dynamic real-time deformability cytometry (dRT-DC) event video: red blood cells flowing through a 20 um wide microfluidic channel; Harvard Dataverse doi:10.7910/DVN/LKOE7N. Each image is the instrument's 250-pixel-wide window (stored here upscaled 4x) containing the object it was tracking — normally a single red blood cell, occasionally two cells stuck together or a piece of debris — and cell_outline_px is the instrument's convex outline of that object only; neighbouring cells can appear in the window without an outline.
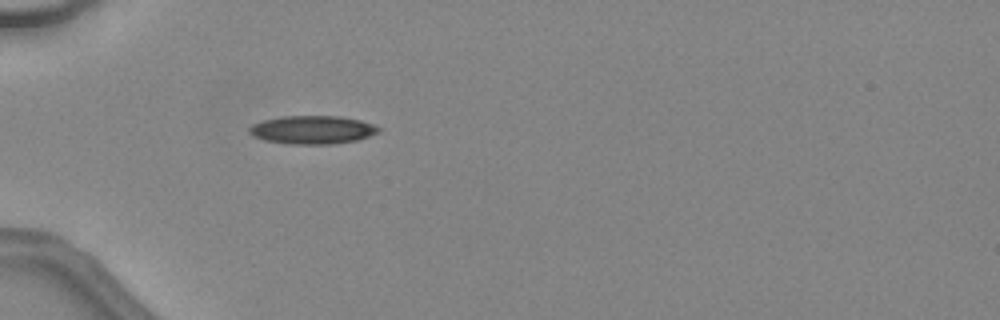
{"species": "common noctule bat (a hibernating species)", "species_latin": "Nyctalus noctula", "temperature_condition": "warm", "stored_images_in_passage": 27, "camera_frame_rate_fps": 3000, "um_per_image_px": 0.085, "animal": {"sex": "female", "body_mass_g": 24.6, "forearm_length_mm": 56.2}, "frame": {"image": 1, "passage_image": 1, "time_ms": 0.0, "image_size_px": [1000, 320], "cell_outline_px": [[380, 132], [356, 140], [332, 144], [292, 144], [264, 140], [252, 136], [248, 132], [248, 128], [252, 124], [264, 120], [284, 116], [340, 116], [360, 120], [372, 124], [380, 128]], "centroid_in_image_um": [26.53, 11.03], "position_along_channel_um": 58.5, "area_um2": 21.27}}
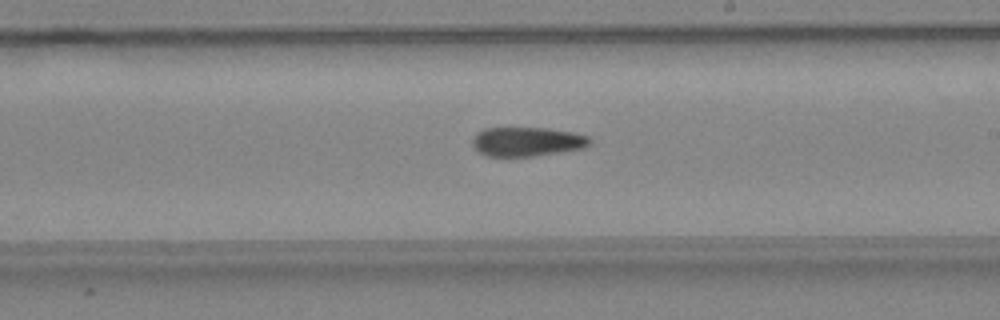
{"frame": {"image": 2, "passage_image": 14, "time_ms": 4.333, "image_size_px": [1000, 320], "cell_outline_px": [[592, 144], [588, 148], [564, 152], [536, 156], [504, 160], [484, 156], [476, 152], [472, 148], [472, 136], [476, 132], [484, 128], [504, 124], [548, 128], [572, 132], [592, 136]], "centroid_in_image_um": [44.72, 12.04], "position_along_channel_um": 244.3, "area_um2": 22.43}}
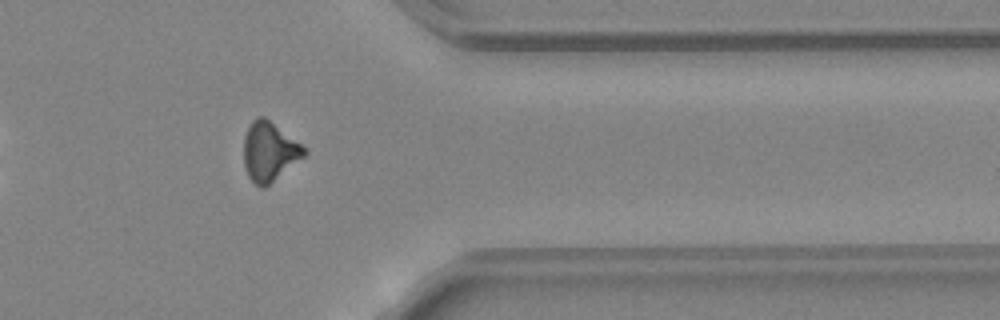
{"frame": {"image": 3, "passage_image": 24, "time_ms": 7.667, "image_size_px": [1000, 320], "cell_outline_px": [[308, 152], [304, 156], [264, 188], [260, 188], [248, 176], [244, 164], [244, 136], [252, 120], [256, 116], [264, 116], [300, 144]], "centroid_in_image_um": [22.86, 12.88], "position_along_channel_um": 388.5, "area_um2": 20.4}}